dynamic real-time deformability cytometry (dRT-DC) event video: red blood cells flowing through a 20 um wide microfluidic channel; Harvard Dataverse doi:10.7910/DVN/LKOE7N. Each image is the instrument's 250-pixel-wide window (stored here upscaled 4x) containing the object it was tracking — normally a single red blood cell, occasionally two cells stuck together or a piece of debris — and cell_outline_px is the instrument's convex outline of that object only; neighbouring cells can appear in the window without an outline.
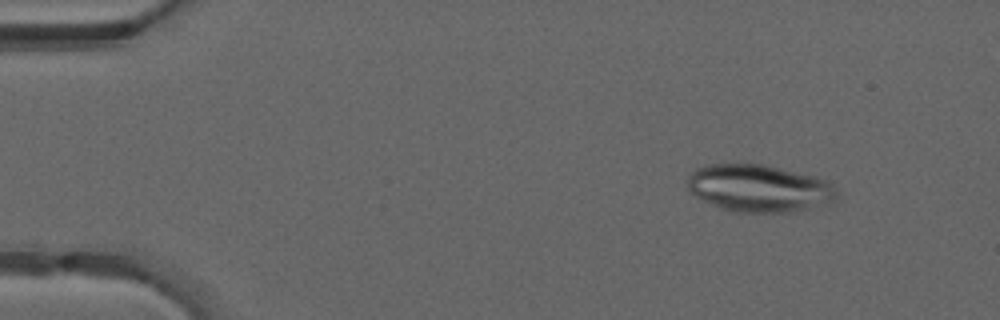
{"species": "common noctule bat (a hibernating species)", "species_latin": "Nyctalus noctula", "temperature_condition": "warm", "stored_images_in_passage": 47, "camera_frame_rate_fps": 3000, "um_per_image_px": 0.085, "animal": {"sex": "male", "forearm_length_mm": 52.5}, "frame": {"image": 1, "passage_image": 5, "time_ms": 1.333, "image_size_px": [1000, 320], "cell_outline_px": [[836, 196], [828, 204], [792, 212], [732, 212], [720, 208], [696, 196], [688, 188], [688, 176], [696, 168], [704, 164], [764, 164], [828, 180], [832, 184], [836, 192]], "centroid_in_image_um": [64.5, 16.0], "position_along_channel_um": 20.5, "area_um2": 41.04}}
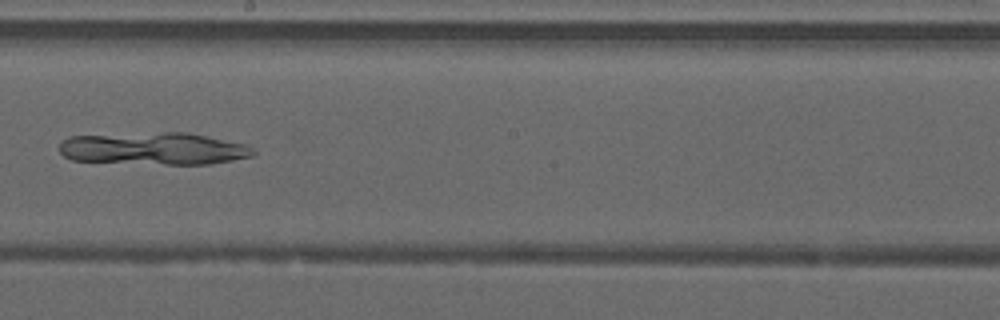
{"frame": {"image": 2, "passage_image": 27, "time_ms": 8.667, "image_size_px": [1000, 320], "cell_outline_px": [[256, 152], [252, 156], [212, 164], [168, 164], [72, 160], [64, 156], [60, 152], [60, 140], [68, 136], [164, 132], [188, 132], [244, 144], [252, 148]], "centroid_in_image_um": [13.06, 12.62], "position_along_channel_um": 235.1, "area_um2": 36.36}}
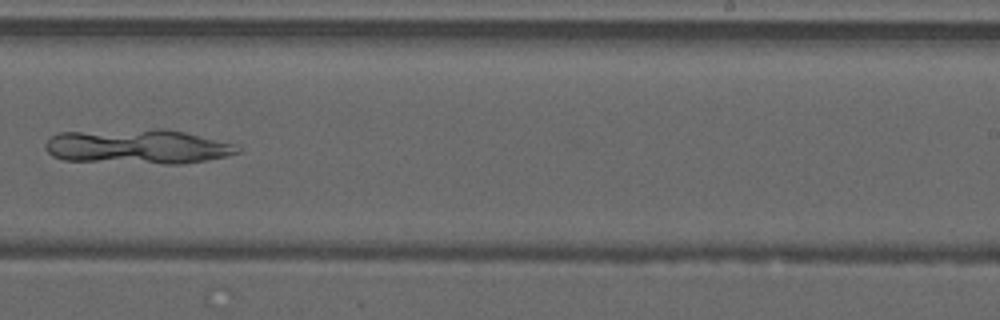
{"frame": {"image": 3, "passage_image": 30, "time_ms": 9.667, "image_size_px": [1000, 320], "cell_outline_px": [[240, 152], [224, 156], [204, 160], [180, 164], [164, 164], [64, 160], [52, 156], [44, 148], [44, 144], [52, 136], [60, 132], [156, 128], [164, 128], [184, 132], [232, 144], [240, 148]], "centroid_in_image_um": [11.63, 12.45], "position_along_channel_um": 277.4, "area_um2": 38.73}}